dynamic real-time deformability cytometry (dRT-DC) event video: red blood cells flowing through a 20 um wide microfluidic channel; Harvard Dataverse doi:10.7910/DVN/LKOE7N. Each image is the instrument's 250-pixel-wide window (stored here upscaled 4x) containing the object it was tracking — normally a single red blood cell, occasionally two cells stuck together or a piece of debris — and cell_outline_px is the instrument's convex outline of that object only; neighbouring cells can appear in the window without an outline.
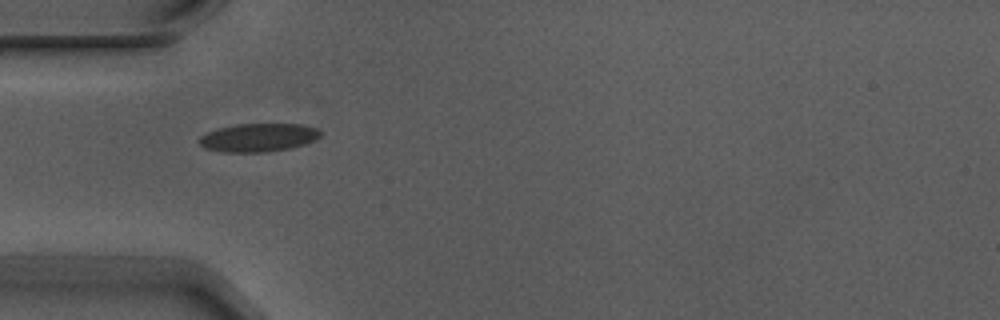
{"species": "Egyptian fruit bat (a non-hibernating species)", "species_latin": "Rousettus aegyptiacus", "temperature_condition": "warm", "stored_images_in_passage": 4, "camera_frame_rate_fps": 3000, "um_per_image_px": 0.085, "animal": {"sex": "male"}, "frame": {"image": 1, "passage_image": 1, "time_ms": 0.0, "image_size_px": [1000, 320], "cell_outline_px": [[320, 136], [316, 140], [304, 144], [288, 148], [264, 152], [224, 152], [204, 148], [200, 144], [200, 136], [216, 128], [236, 124], [304, 124], [316, 128], [320, 132]], "centroid_in_image_um": [21.95, 11.68], "position_along_channel_um": 63.0, "area_um2": 19.94}}
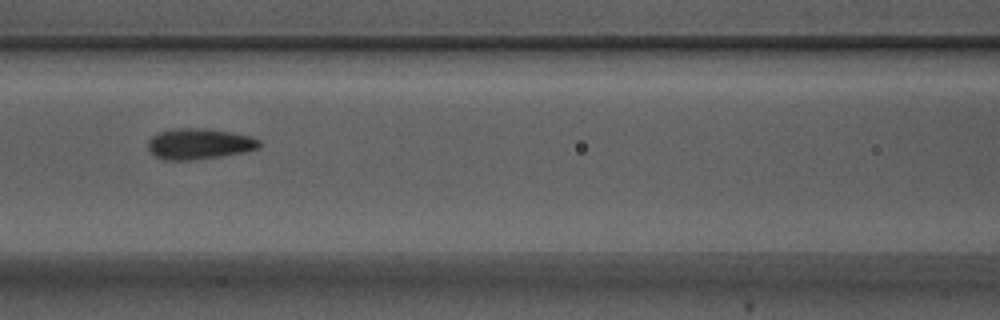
{"frame": {"image": 2, "passage_image": 3, "time_ms": 0.667, "image_size_px": [1000, 320], "cell_outline_px": [[260, 148], [220, 156], [192, 160], [164, 160], [156, 156], [148, 148], [148, 140], [152, 136], [160, 132], [176, 128], [204, 128], [252, 136], [260, 140]], "centroid_in_image_um": [16.92, 12.22], "position_along_channel_um": 149.7, "area_um2": 19.77}}
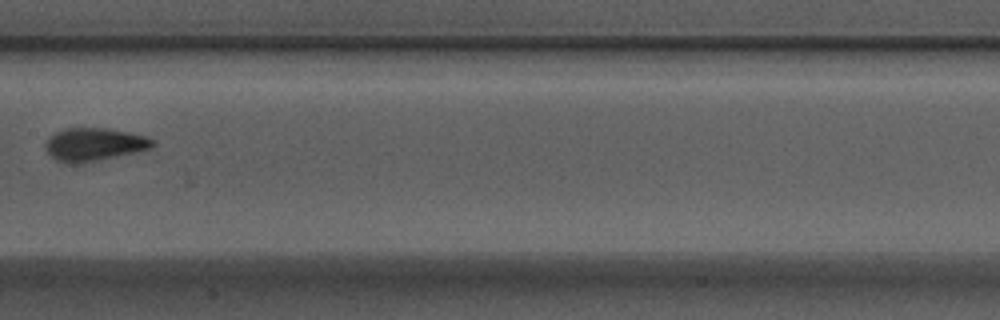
{"frame": {"image": 3, "passage_image": 4, "time_ms": 1.0, "image_size_px": [1000, 320], "cell_outline_px": [[156, 144], [152, 148], [136, 152], [72, 164], [56, 160], [48, 152], [48, 140], [56, 132], [64, 128], [108, 128], [148, 136], [156, 140]], "centroid_in_image_um": [8.1, 12.25], "position_along_channel_um": 199.3, "area_um2": 20.17}}